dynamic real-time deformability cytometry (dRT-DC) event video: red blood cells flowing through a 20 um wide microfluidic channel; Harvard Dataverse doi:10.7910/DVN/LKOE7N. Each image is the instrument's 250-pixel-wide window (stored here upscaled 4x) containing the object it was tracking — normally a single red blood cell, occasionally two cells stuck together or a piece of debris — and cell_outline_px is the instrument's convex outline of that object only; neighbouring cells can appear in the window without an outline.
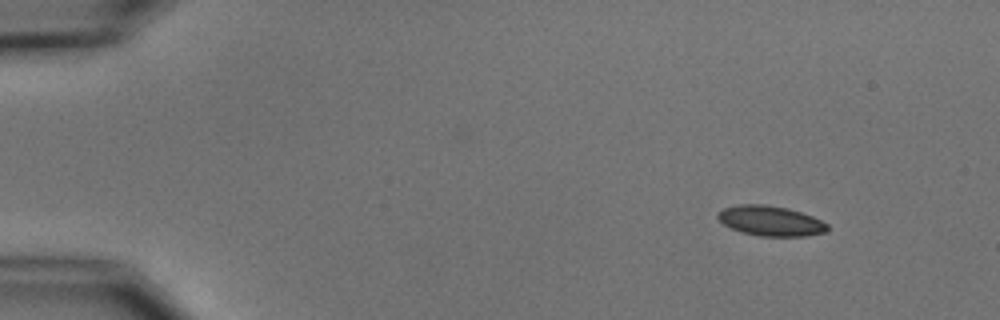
{"species": "common noctule bat (a hibernating species)", "species_latin": "Nyctalus noctula", "temperature_condition": "cold", "stored_images_in_passage": 5, "camera_frame_rate_fps": 3000, "um_per_image_px": 0.085, "animal": {"sex": "male", "body_mass_g": 15.6}, "frame": {"image": 1, "passage_image": 1, "time_ms": 0.0, "image_size_px": [1000, 320], "cell_outline_px": [[828, 232], [808, 236], [760, 236], [740, 232], [724, 224], [716, 216], [716, 212], [724, 208], [740, 204], [764, 204], [788, 208], [812, 216], [828, 224]], "centroid_in_image_um": [65.5, 18.78], "position_along_channel_um": 19.5, "area_um2": 19.31}}
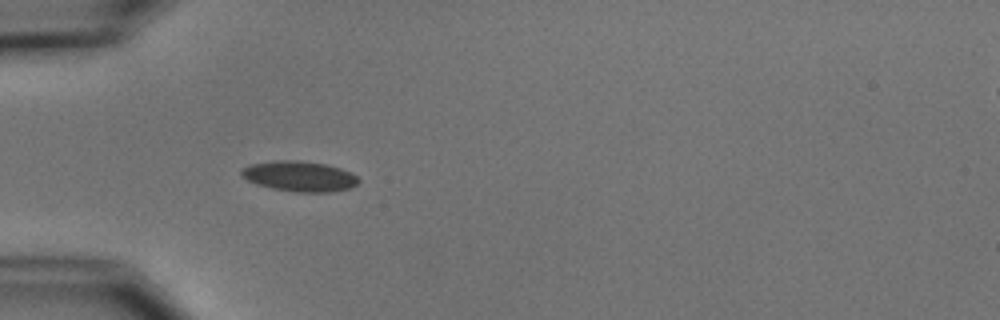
{"frame": {"image": 2, "passage_image": 4, "time_ms": 3.667, "image_size_px": [1000, 320], "cell_outline_px": [[360, 180], [356, 184], [348, 188], [328, 192], [296, 192], [272, 188], [256, 184], [240, 176], [240, 172], [244, 168], [252, 164], [280, 160], [296, 160], [324, 164], [340, 168], [352, 172]], "centroid_in_image_um": [25.45, 14.98], "position_along_channel_um": 59.5, "area_um2": 20.46}}